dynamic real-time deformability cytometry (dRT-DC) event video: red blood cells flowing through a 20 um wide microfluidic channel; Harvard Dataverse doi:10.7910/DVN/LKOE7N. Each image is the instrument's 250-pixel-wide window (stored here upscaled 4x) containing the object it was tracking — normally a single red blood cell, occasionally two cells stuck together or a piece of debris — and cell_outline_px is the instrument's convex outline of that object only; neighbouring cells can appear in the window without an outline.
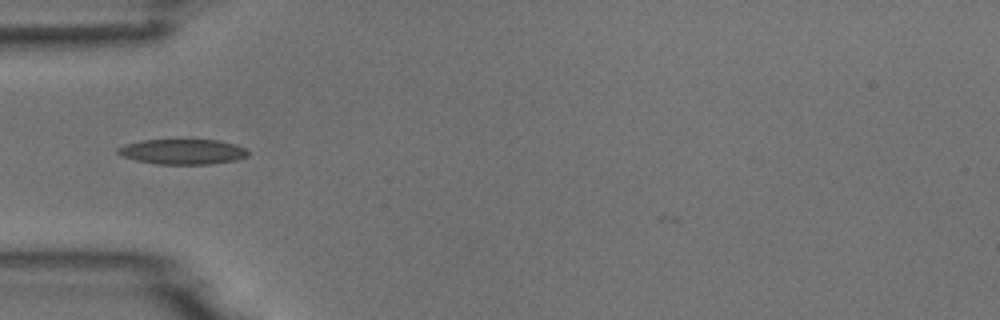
{"species": "common noctule bat (a hibernating species)", "species_latin": "Nyctalus noctula", "temperature_condition": "room temperature", "stored_images_in_passage": 6, "camera_frame_rate_fps": 3000, "um_per_image_px": 0.085, "animal": {"sex": "male", "body_mass_g": 18.8}, "frame": {"image": 1, "passage_image": 4, "time_ms": 3.667, "image_size_px": [1000, 320], "cell_outline_px": [[248, 156], [236, 160], [212, 164], [156, 164], [136, 160], [124, 156], [116, 152], [116, 148], [124, 144], [144, 140], [220, 140], [236, 144], [248, 148]], "centroid_in_image_um": [15.56, 12.89], "position_along_channel_um": 69.4, "area_um2": 19.25}}